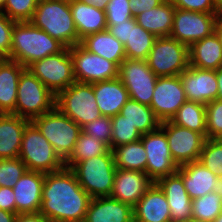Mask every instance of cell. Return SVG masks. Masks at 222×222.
<instances>
[{"mask_svg": "<svg viewBox=\"0 0 222 222\" xmlns=\"http://www.w3.org/2000/svg\"><path fill=\"white\" fill-rule=\"evenodd\" d=\"M25 69L13 60L0 62V108L4 113H12L15 110L18 81Z\"/></svg>", "mask_w": 222, "mask_h": 222, "instance_id": "f546056e", "label": "cell"}, {"mask_svg": "<svg viewBox=\"0 0 222 222\" xmlns=\"http://www.w3.org/2000/svg\"><path fill=\"white\" fill-rule=\"evenodd\" d=\"M165 0H129V6L132 10V15L135 18L138 14L148 11L154 7H158Z\"/></svg>", "mask_w": 222, "mask_h": 222, "instance_id": "c3c4849f", "label": "cell"}, {"mask_svg": "<svg viewBox=\"0 0 222 222\" xmlns=\"http://www.w3.org/2000/svg\"><path fill=\"white\" fill-rule=\"evenodd\" d=\"M155 183L166 196L171 222H183L192 216V200L184 187L182 176L178 172L161 177Z\"/></svg>", "mask_w": 222, "mask_h": 222, "instance_id": "44dd1931", "label": "cell"}, {"mask_svg": "<svg viewBox=\"0 0 222 222\" xmlns=\"http://www.w3.org/2000/svg\"><path fill=\"white\" fill-rule=\"evenodd\" d=\"M69 5L80 40L86 35L107 30L104 10L83 3L80 0H71Z\"/></svg>", "mask_w": 222, "mask_h": 222, "instance_id": "484cf974", "label": "cell"}, {"mask_svg": "<svg viewBox=\"0 0 222 222\" xmlns=\"http://www.w3.org/2000/svg\"><path fill=\"white\" fill-rule=\"evenodd\" d=\"M107 30L125 45L130 34V19L121 23H116V25H107Z\"/></svg>", "mask_w": 222, "mask_h": 222, "instance_id": "7dc6e473", "label": "cell"}, {"mask_svg": "<svg viewBox=\"0 0 222 222\" xmlns=\"http://www.w3.org/2000/svg\"><path fill=\"white\" fill-rule=\"evenodd\" d=\"M80 1L104 11L107 7V4L109 3V0H80Z\"/></svg>", "mask_w": 222, "mask_h": 222, "instance_id": "f907efd6", "label": "cell"}, {"mask_svg": "<svg viewBox=\"0 0 222 222\" xmlns=\"http://www.w3.org/2000/svg\"><path fill=\"white\" fill-rule=\"evenodd\" d=\"M199 161L222 180V139H206Z\"/></svg>", "mask_w": 222, "mask_h": 222, "instance_id": "74e56055", "label": "cell"}, {"mask_svg": "<svg viewBox=\"0 0 222 222\" xmlns=\"http://www.w3.org/2000/svg\"><path fill=\"white\" fill-rule=\"evenodd\" d=\"M112 122V137H111V150L115 147L128 144L141 139L142 134L125 120L121 114L111 117Z\"/></svg>", "mask_w": 222, "mask_h": 222, "instance_id": "8d00e7d4", "label": "cell"}, {"mask_svg": "<svg viewBox=\"0 0 222 222\" xmlns=\"http://www.w3.org/2000/svg\"><path fill=\"white\" fill-rule=\"evenodd\" d=\"M29 122L11 113L0 117V159L19 156L23 133Z\"/></svg>", "mask_w": 222, "mask_h": 222, "instance_id": "d4e9b609", "label": "cell"}, {"mask_svg": "<svg viewBox=\"0 0 222 222\" xmlns=\"http://www.w3.org/2000/svg\"><path fill=\"white\" fill-rule=\"evenodd\" d=\"M39 0H6L1 10L15 22H29L35 12Z\"/></svg>", "mask_w": 222, "mask_h": 222, "instance_id": "ab89813d", "label": "cell"}, {"mask_svg": "<svg viewBox=\"0 0 222 222\" xmlns=\"http://www.w3.org/2000/svg\"><path fill=\"white\" fill-rule=\"evenodd\" d=\"M146 62L157 77L180 75L189 67V47L170 36L157 37Z\"/></svg>", "mask_w": 222, "mask_h": 222, "instance_id": "9c48e42d", "label": "cell"}, {"mask_svg": "<svg viewBox=\"0 0 222 222\" xmlns=\"http://www.w3.org/2000/svg\"><path fill=\"white\" fill-rule=\"evenodd\" d=\"M86 133L99 141L106 143L111 149L112 122L109 116H100L98 119L88 122L81 127Z\"/></svg>", "mask_w": 222, "mask_h": 222, "instance_id": "b9f144b4", "label": "cell"}, {"mask_svg": "<svg viewBox=\"0 0 222 222\" xmlns=\"http://www.w3.org/2000/svg\"><path fill=\"white\" fill-rule=\"evenodd\" d=\"M0 209L16 213L15 195L11 187H0Z\"/></svg>", "mask_w": 222, "mask_h": 222, "instance_id": "bcb514c9", "label": "cell"}, {"mask_svg": "<svg viewBox=\"0 0 222 222\" xmlns=\"http://www.w3.org/2000/svg\"><path fill=\"white\" fill-rule=\"evenodd\" d=\"M213 5L221 12L222 15V0H212Z\"/></svg>", "mask_w": 222, "mask_h": 222, "instance_id": "11a10c76", "label": "cell"}, {"mask_svg": "<svg viewBox=\"0 0 222 222\" xmlns=\"http://www.w3.org/2000/svg\"><path fill=\"white\" fill-rule=\"evenodd\" d=\"M54 95L27 68L21 73L17 87L15 110L11 113L30 122L55 107Z\"/></svg>", "mask_w": 222, "mask_h": 222, "instance_id": "8992f818", "label": "cell"}, {"mask_svg": "<svg viewBox=\"0 0 222 222\" xmlns=\"http://www.w3.org/2000/svg\"><path fill=\"white\" fill-rule=\"evenodd\" d=\"M18 157L29 171L50 173L65 167V162L32 122L25 127Z\"/></svg>", "mask_w": 222, "mask_h": 222, "instance_id": "52a82bcc", "label": "cell"}, {"mask_svg": "<svg viewBox=\"0 0 222 222\" xmlns=\"http://www.w3.org/2000/svg\"><path fill=\"white\" fill-rule=\"evenodd\" d=\"M107 25H116L134 18L129 0H109L105 9Z\"/></svg>", "mask_w": 222, "mask_h": 222, "instance_id": "7bdbcfd3", "label": "cell"}, {"mask_svg": "<svg viewBox=\"0 0 222 222\" xmlns=\"http://www.w3.org/2000/svg\"><path fill=\"white\" fill-rule=\"evenodd\" d=\"M174 11L175 6L169 0H165L158 7L138 14L135 20L155 37H166L172 32Z\"/></svg>", "mask_w": 222, "mask_h": 222, "instance_id": "83f0119b", "label": "cell"}, {"mask_svg": "<svg viewBox=\"0 0 222 222\" xmlns=\"http://www.w3.org/2000/svg\"><path fill=\"white\" fill-rule=\"evenodd\" d=\"M84 222H133V208L110 196L92 198Z\"/></svg>", "mask_w": 222, "mask_h": 222, "instance_id": "cb8c5ba5", "label": "cell"}, {"mask_svg": "<svg viewBox=\"0 0 222 222\" xmlns=\"http://www.w3.org/2000/svg\"><path fill=\"white\" fill-rule=\"evenodd\" d=\"M175 8L202 13H221L212 0H169Z\"/></svg>", "mask_w": 222, "mask_h": 222, "instance_id": "ee69618b", "label": "cell"}, {"mask_svg": "<svg viewBox=\"0 0 222 222\" xmlns=\"http://www.w3.org/2000/svg\"><path fill=\"white\" fill-rule=\"evenodd\" d=\"M183 222H212V221L198 219L191 216L190 218H188L186 221Z\"/></svg>", "mask_w": 222, "mask_h": 222, "instance_id": "9f6ffc18", "label": "cell"}, {"mask_svg": "<svg viewBox=\"0 0 222 222\" xmlns=\"http://www.w3.org/2000/svg\"><path fill=\"white\" fill-rule=\"evenodd\" d=\"M26 171L19 157L0 159V187L13 188Z\"/></svg>", "mask_w": 222, "mask_h": 222, "instance_id": "f35d334b", "label": "cell"}, {"mask_svg": "<svg viewBox=\"0 0 222 222\" xmlns=\"http://www.w3.org/2000/svg\"><path fill=\"white\" fill-rule=\"evenodd\" d=\"M180 75L158 77L150 107L161 121H169L186 102Z\"/></svg>", "mask_w": 222, "mask_h": 222, "instance_id": "2e32d148", "label": "cell"}, {"mask_svg": "<svg viewBox=\"0 0 222 222\" xmlns=\"http://www.w3.org/2000/svg\"><path fill=\"white\" fill-rule=\"evenodd\" d=\"M192 217L214 221L222 212V190H216L192 200Z\"/></svg>", "mask_w": 222, "mask_h": 222, "instance_id": "d590c367", "label": "cell"}, {"mask_svg": "<svg viewBox=\"0 0 222 222\" xmlns=\"http://www.w3.org/2000/svg\"><path fill=\"white\" fill-rule=\"evenodd\" d=\"M45 173L27 170L12 188L16 214L37 213L42 204V187Z\"/></svg>", "mask_w": 222, "mask_h": 222, "instance_id": "ffe728a7", "label": "cell"}, {"mask_svg": "<svg viewBox=\"0 0 222 222\" xmlns=\"http://www.w3.org/2000/svg\"><path fill=\"white\" fill-rule=\"evenodd\" d=\"M170 153L178 166L199 161L200 153L206 141L201 133L173 124L170 120L161 122Z\"/></svg>", "mask_w": 222, "mask_h": 222, "instance_id": "5bb4252c", "label": "cell"}, {"mask_svg": "<svg viewBox=\"0 0 222 222\" xmlns=\"http://www.w3.org/2000/svg\"><path fill=\"white\" fill-rule=\"evenodd\" d=\"M15 21L0 11V50L9 58L12 29Z\"/></svg>", "mask_w": 222, "mask_h": 222, "instance_id": "f6af8a7d", "label": "cell"}, {"mask_svg": "<svg viewBox=\"0 0 222 222\" xmlns=\"http://www.w3.org/2000/svg\"><path fill=\"white\" fill-rule=\"evenodd\" d=\"M80 186L91 198L109 197L113 190L116 166L113 151L74 164L70 168Z\"/></svg>", "mask_w": 222, "mask_h": 222, "instance_id": "277c9868", "label": "cell"}, {"mask_svg": "<svg viewBox=\"0 0 222 222\" xmlns=\"http://www.w3.org/2000/svg\"><path fill=\"white\" fill-rule=\"evenodd\" d=\"M206 138L222 139V100L216 99L205 105Z\"/></svg>", "mask_w": 222, "mask_h": 222, "instance_id": "60d3db41", "label": "cell"}, {"mask_svg": "<svg viewBox=\"0 0 222 222\" xmlns=\"http://www.w3.org/2000/svg\"><path fill=\"white\" fill-rule=\"evenodd\" d=\"M91 196L70 168L45 173L40 213L50 222H84Z\"/></svg>", "mask_w": 222, "mask_h": 222, "instance_id": "6da1fadb", "label": "cell"}, {"mask_svg": "<svg viewBox=\"0 0 222 222\" xmlns=\"http://www.w3.org/2000/svg\"><path fill=\"white\" fill-rule=\"evenodd\" d=\"M213 222H222V212L214 219Z\"/></svg>", "mask_w": 222, "mask_h": 222, "instance_id": "680465c9", "label": "cell"}, {"mask_svg": "<svg viewBox=\"0 0 222 222\" xmlns=\"http://www.w3.org/2000/svg\"><path fill=\"white\" fill-rule=\"evenodd\" d=\"M140 140L147 154L146 173L154 182L177 172L179 166L172 158L167 137L160 127L143 134Z\"/></svg>", "mask_w": 222, "mask_h": 222, "instance_id": "9a60e30c", "label": "cell"}, {"mask_svg": "<svg viewBox=\"0 0 222 222\" xmlns=\"http://www.w3.org/2000/svg\"><path fill=\"white\" fill-rule=\"evenodd\" d=\"M143 135L158 129L161 121L149 105L141 104L131 98L124 104L120 113Z\"/></svg>", "mask_w": 222, "mask_h": 222, "instance_id": "4dcf8cb0", "label": "cell"}, {"mask_svg": "<svg viewBox=\"0 0 222 222\" xmlns=\"http://www.w3.org/2000/svg\"><path fill=\"white\" fill-rule=\"evenodd\" d=\"M177 172L182 176L184 187L191 200L221 190L222 180L200 161L181 165Z\"/></svg>", "mask_w": 222, "mask_h": 222, "instance_id": "d6986e66", "label": "cell"}, {"mask_svg": "<svg viewBox=\"0 0 222 222\" xmlns=\"http://www.w3.org/2000/svg\"><path fill=\"white\" fill-rule=\"evenodd\" d=\"M133 222H171L166 196L155 182L133 207Z\"/></svg>", "mask_w": 222, "mask_h": 222, "instance_id": "7402d4cb", "label": "cell"}, {"mask_svg": "<svg viewBox=\"0 0 222 222\" xmlns=\"http://www.w3.org/2000/svg\"><path fill=\"white\" fill-rule=\"evenodd\" d=\"M93 92L103 116H116L129 99L128 91L118 77L93 83Z\"/></svg>", "mask_w": 222, "mask_h": 222, "instance_id": "603a6c76", "label": "cell"}, {"mask_svg": "<svg viewBox=\"0 0 222 222\" xmlns=\"http://www.w3.org/2000/svg\"><path fill=\"white\" fill-rule=\"evenodd\" d=\"M65 48L58 40L30 22H15L8 59L27 68L33 62L58 54Z\"/></svg>", "mask_w": 222, "mask_h": 222, "instance_id": "7a4b0ae2", "label": "cell"}, {"mask_svg": "<svg viewBox=\"0 0 222 222\" xmlns=\"http://www.w3.org/2000/svg\"><path fill=\"white\" fill-rule=\"evenodd\" d=\"M65 162L74 150L81 127L56 106L31 121Z\"/></svg>", "mask_w": 222, "mask_h": 222, "instance_id": "5b68a950", "label": "cell"}, {"mask_svg": "<svg viewBox=\"0 0 222 222\" xmlns=\"http://www.w3.org/2000/svg\"><path fill=\"white\" fill-rule=\"evenodd\" d=\"M15 222H50L43 214L37 213H22L17 214Z\"/></svg>", "mask_w": 222, "mask_h": 222, "instance_id": "681fc988", "label": "cell"}, {"mask_svg": "<svg viewBox=\"0 0 222 222\" xmlns=\"http://www.w3.org/2000/svg\"><path fill=\"white\" fill-rule=\"evenodd\" d=\"M218 94L217 99L222 100V66L216 70Z\"/></svg>", "mask_w": 222, "mask_h": 222, "instance_id": "f5cc1de1", "label": "cell"}, {"mask_svg": "<svg viewBox=\"0 0 222 222\" xmlns=\"http://www.w3.org/2000/svg\"><path fill=\"white\" fill-rule=\"evenodd\" d=\"M214 32L218 36L220 43L222 45V15H220L216 20Z\"/></svg>", "mask_w": 222, "mask_h": 222, "instance_id": "db71d44e", "label": "cell"}, {"mask_svg": "<svg viewBox=\"0 0 222 222\" xmlns=\"http://www.w3.org/2000/svg\"><path fill=\"white\" fill-rule=\"evenodd\" d=\"M5 113L2 111V109L0 108V117L3 116Z\"/></svg>", "mask_w": 222, "mask_h": 222, "instance_id": "94428289", "label": "cell"}, {"mask_svg": "<svg viewBox=\"0 0 222 222\" xmlns=\"http://www.w3.org/2000/svg\"><path fill=\"white\" fill-rule=\"evenodd\" d=\"M16 217V213L0 209V222H15Z\"/></svg>", "mask_w": 222, "mask_h": 222, "instance_id": "816d5d0a", "label": "cell"}, {"mask_svg": "<svg viewBox=\"0 0 222 222\" xmlns=\"http://www.w3.org/2000/svg\"><path fill=\"white\" fill-rule=\"evenodd\" d=\"M173 124L201 133L206 137L205 104L187 100L170 120Z\"/></svg>", "mask_w": 222, "mask_h": 222, "instance_id": "d6a6232c", "label": "cell"}, {"mask_svg": "<svg viewBox=\"0 0 222 222\" xmlns=\"http://www.w3.org/2000/svg\"><path fill=\"white\" fill-rule=\"evenodd\" d=\"M118 78L126 87L129 98L150 106L158 77L146 60L126 58L119 65Z\"/></svg>", "mask_w": 222, "mask_h": 222, "instance_id": "8fae6325", "label": "cell"}, {"mask_svg": "<svg viewBox=\"0 0 222 222\" xmlns=\"http://www.w3.org/2000/svg\"><path fill=\"white\" fill-rule=\"evenodd\" d=\"M8 57L0 50V62L6 61Z\"/></svg>", "mask_w": 222, "mask_h": 222, "instance_id": "6f0895ef", "label": "cell"}, {"mask_svg": "<svg viewBox=\"0 0 222 222\" xmlns=\"http://www.w3.org/2000/svg\"><path fill=\"white\" fill-rule=\"evenodd\" d=\"M157 37L130 19V34L124 45L126 58L146 60Z\"/></svg>", "mask_w": 222, "mask_h": 222, "instance_id": "836d02e7", "label": "cell"}, {"mask_svg": "<svg viewBox=\"0 0 222 222\" xmlns=\"http://www.w3.org/2000/svg\"><path fill=\"white\" fill-rule=\"evenodd\" d=\"M189 66L208 70L222 66V45L215 32L189 47Z\"/></svg>", "mask_w": 222, "mask_h": 222, "instance_id": "4316f807", "label": "cell"}, {"mask_svg": "<svg viewBox=\"0 0 222 222\" xmlns=\"http://www.w3.org/2000/svg\"><path fill=\"white\" fill-rule=\"evenodd\" d=\"M186 100L208 104L217 99L218 86L216 70L189 66L180 74Z\"/></svg>", "mask_w": 222, "mask_h": 222, "instance_id": "e0dca14e", "label": "cell"}, {"mask_svg": "<svg viewBox=\"0 0 222 222\" xmlns=\"http://www.w3.org/2000/svg\"><path fill=\"white\" fill-rule=\"evenodd\" d=\"M29 22L44 30L66 48H71L81 42L68 0H39Z\"/></svg>", "mask_w": 222, "mask_h": 222, "instance_id": "3957f363", "label": "cell"}, {"mask_svg": "<svg viewBox=\"0 0 222 222\" xmlns=\"http://www.w3.org/2000/svg\"><path fill=\"white\" fill-rule=\"evenodd\" d=\"M6 0H0V11L3 9Z\"/></svg>", "mask_w": 222, "mask_h": 222, "instance_id": "91938a15", "label": "cell"}, {"mask_svg": "<svg viewBox=\"0 0 222 222\" xmlns=\"http://www.w3.org/2000/svg\"><path fill=\"white\" fill-rule=\"evenodd\" d=\"M221 13H202L175 8L173 28L170 37L190 47L194 42L214 32Z\"/></svg>", "mask_w": 222, "mask_h": 222, "instance_id": "4fadbf2b", "label": "cell"}, {"mask_svg": "<svg viewBox=\"0 0 222 222\" xmlns=\"http://www.w3.org/2000/svg\"><path fill=\"white\" fill-rule=\"evenodd\" d=\"M27 69L54 95L75 82L70 48L30 64Z\"/></svg>", "mask_w": 222, "mask_h": 222, "instance_id": "30bf717a", "label": "cell"}, {"mask_svg": "<svg viewBox=\"0 0 222 222\" xmlns=\"http://www.w3.org/2000/svg\"><path fill=\"white\" fill-rule=\"evenodd\" d=\"M55 106L80 127L102 116L90 83L75 81L56 95Z\"/></svg>", "mask_w": 222, "mask_h": 222, "instance_id": "ba28073f", "label": "cell"}, {"mask_svg": "<svg viewBox=\"0 0 222 222\" xmlns=\"http://www.w3.org/2000/svg\"><path fill=\"white\" fill-rule=\"evenodd\" d=\"M153 183L145 172L116 168L110 197L133 208Z\"/></svg>", "mask_w": 222, "mask_h": 222, "instance_id": "ac0fdd59", "label": "cell"}, {"mask_svg": "<svg viewBox=\"0 0 222 222\" xmlns=\"http://www.w3.org/2000/svg\"><path fill=\"white\" fill-rule=\"evenodd\" d=\"M112 151L116 168L146 173L147 154L141 140L117 146Z\"/></svg>", "mask_w": 222, "mask_h": 222, "instance_id": "1f68e13d", "label": "cell"}, {"mask_svg": "<svg viewBox=\"0 0 222 222\" xmlns=\"http://www.w3.org/2000/svg\"><path fill=\"white\" fill-rule=\"evenodd\" d=\"M76 82L96 83L118 77L119 67L111 61L86 50L80 43L70 48Z\"/></svg>", "mask_w": 222, "mask_h": 222, "instance_id": "7c38bea8", "label": "cell"}, {"mask_svg": "<svg viewBox=\"0 0 222 222\" xmlns=\"http://www.w3.org/2000/svg\"><path fill=\"white\" fill-rule=\"evenodd\" d=\"M80 44L91 53H95L118 67L126 59L124 45L108 30L86 35Z\"/></svg>", "mask_w": 222, "mask_h": 222, "instance_id": "f1b7e54d", "label": "cell"}, {"mask_svg": "<svg viewBox=\"0 0 222 222\" xmlns=\"http://www.w3.org/2000/svg\"><path fill=\"white\" fill-rule=\"evenodd\" d=\"M110 150V147L106 143L81 132L75 143L73 152L65 161V167L71 168L80 161L106 154Z\"/></svg>", "mask_w": 222, "mask_h": 222, "instance_id": "e575fe53", "label": "cell"}]
</instances>
